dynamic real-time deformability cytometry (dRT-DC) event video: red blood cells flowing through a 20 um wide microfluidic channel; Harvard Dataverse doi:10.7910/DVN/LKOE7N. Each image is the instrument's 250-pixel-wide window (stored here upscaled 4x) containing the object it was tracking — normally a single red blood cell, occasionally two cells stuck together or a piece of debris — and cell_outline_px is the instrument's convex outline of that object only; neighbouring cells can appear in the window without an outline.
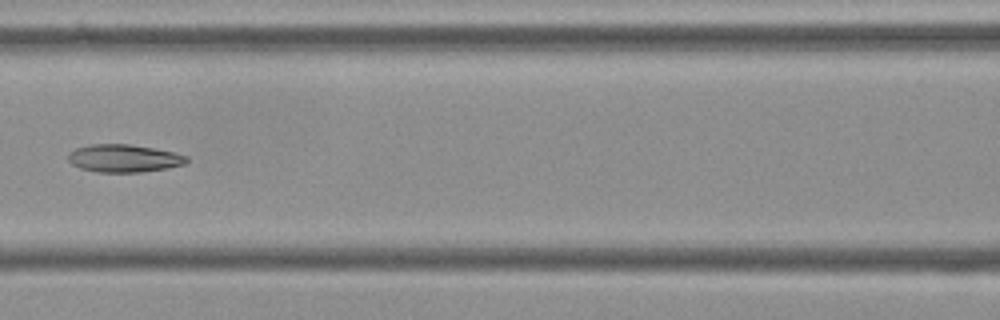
{"species": "Egyptian fruit bat (a non-hibernating species)", "species_latin": "Rousettus aegyptiacus", "temperature_condition": "cold", "stored_images_in_passage": 7, "camera_frame_rate_fps": 3000, "um_per_image_px": 0.085, "frame": {"image": 1, "passage_image": 7, "time_ms": 2.0, "image_size_px": [1000, 320], "cell_outline_px": [[188, 160], [184, 164], [168, 168], [140, 172], [96, 172], [80, 168], [72, 164], [68, 160], [68, 152], [76, 148], [88, 144], [128, 144], [176, 152], [188, 156]], "centroid_in_image_um": [10.52, 13.45], "position_along_channel_um": 156.1, "area_um2": 19.25}}